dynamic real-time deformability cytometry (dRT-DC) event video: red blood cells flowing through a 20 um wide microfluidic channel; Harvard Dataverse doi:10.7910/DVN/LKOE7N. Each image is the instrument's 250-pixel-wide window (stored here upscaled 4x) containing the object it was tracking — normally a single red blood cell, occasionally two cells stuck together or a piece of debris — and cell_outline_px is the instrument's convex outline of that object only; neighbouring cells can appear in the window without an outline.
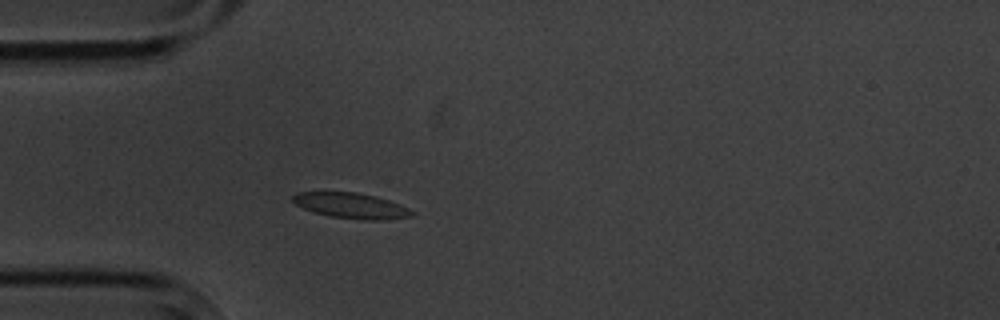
{"species": "common noctule bat (a hibernating species)", "species_latin": "Nyctalus noctula", "temperature_condition": "cold", "stored_images_in_passage": 3, "camera_frame_rate_fps": 3000, "um_per_image_px": 0.085, "animal": {"sex": "male", "body_mass_g": 20.1, "forearm_length_mm": 53.5}, "frame": {"image": 1, "passage_image": 3, "time_ms": 2.333, "image_size_px": [1000, 320], "cell_outline_px": [[416, 212], [412, 216], [384, 220], [364, 220], [332, 216], [316, 212], [304, 208], [296, 204], [292, 200], [292, 196], [296, 192], [356, 192], [376, 196], [400, 204]], "centroid_in_image_um": [29.89, 17.47], "position_along_channel_um": 55.1, "area_um2": 17.57}}